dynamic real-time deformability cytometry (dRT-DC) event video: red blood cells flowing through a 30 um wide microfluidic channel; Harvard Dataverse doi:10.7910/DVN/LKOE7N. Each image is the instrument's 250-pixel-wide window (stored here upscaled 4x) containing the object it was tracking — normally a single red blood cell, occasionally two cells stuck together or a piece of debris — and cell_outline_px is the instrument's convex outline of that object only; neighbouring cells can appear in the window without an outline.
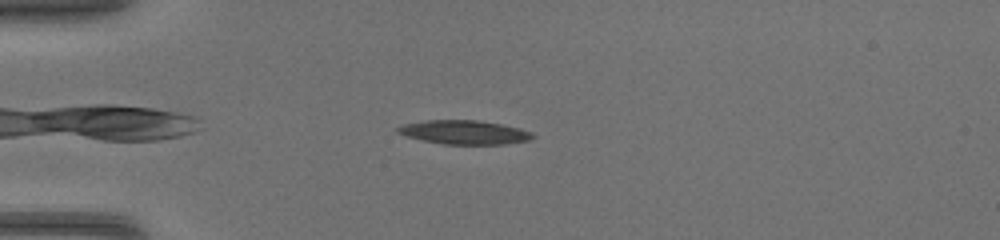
{"species": "common noctule bat (a hibernating species)", "species_latin": "Nyctalus noctula", "temperature_condition": "warm", "stored_images_in_passage": 38, "camera_frame_rate_fps": 3000, "um_per_image_px": 0.085, "animal": {"sex": "female", "body_mass_g": 17.0, "forearm_length_mm": 48.0}, "frame": {"image": 1, "passage_image": 5, "time_ms": 1.333, "image_size_px": [1000, 240], "cell_outline_px": [[536, 136], [528, 140], [504, 144], [444, 144], [404, 136], [396, 132], [396, 128], [400, 124], [428, 120], [476, 120], [500, 124], [520, 128], [532, 132]], "centroid_in_image_um": [39.43, 11.24], "position_along_channel_um": 45.6, "area_um2": 18.79}}
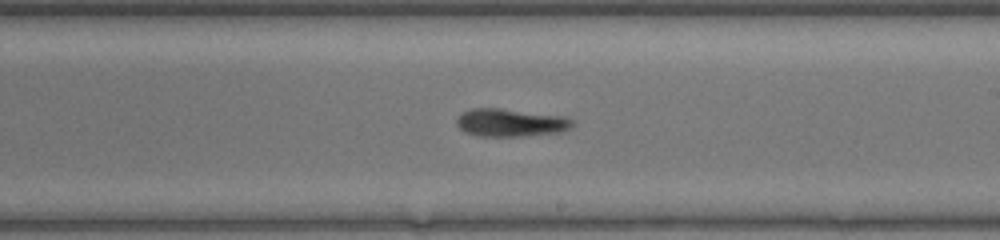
{"frame": {"image": 2, "passage_image": 20, "time_ms": 6.333, "image_size_px": [1000, 240], "cell_outline_px": [[572, 124], [568, 128], [560, 132], [524, 136], [480, 136], [464, 132], [456, 124], [456, 120], [464, 112], [472, 108], [500, 108], [564, 116], [572, 120]], "centroid_in_image_um": [43.37, 10.42], "position_along_channel_um": 245.6, "area_um2": 18.61}}
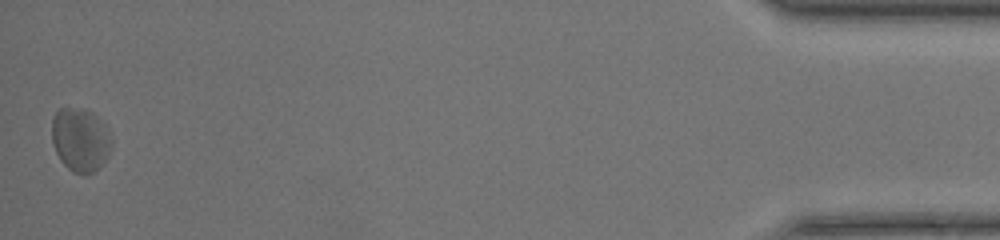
{"frame": {"image": 3, "passage_image": 38, "time_ms": 12.333, "image_size_px": [1000, 240], "cell_outline_px": [[112, 148], [108, 156], [92, 172], [84, 176], [72, 172], [60, 160], [56, 152], [52, 140], [52, 120], [56, 112], [60, 108], [80, 108], [92, 112], [108, 128], [112, 140]], "centroid_in_image_um": [6.84, 11.88], "position_along_channel_um": 428.4, "area_um2": 22.2}}